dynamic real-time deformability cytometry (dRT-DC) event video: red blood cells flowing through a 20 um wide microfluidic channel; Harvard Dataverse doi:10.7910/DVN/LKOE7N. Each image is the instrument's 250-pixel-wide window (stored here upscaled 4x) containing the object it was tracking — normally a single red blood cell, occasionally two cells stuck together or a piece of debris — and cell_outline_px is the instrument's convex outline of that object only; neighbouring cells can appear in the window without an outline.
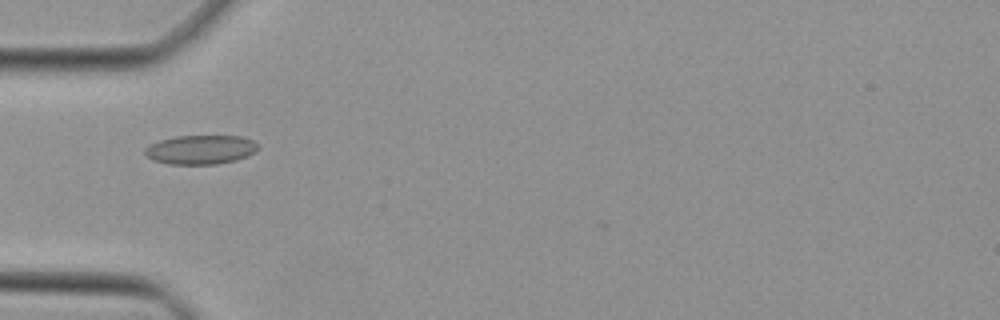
{"species": "Egyptian fruit bat (a non-hibernating species)", "species_latin": "Rousettus aegyptiacus", "temperature_condition": "cold", "stored_images_in_passage": 34, "camera_frame_rate_fps": 3000, "um_per_image_px": 0.085, "animal": {"sex": "female"}, "frame": {"image": 1, "passage_image": 2, "time_ms": 0.333, "image_size_px": [1000, 320], "cell_outline_px": [[260, 148], [256, 152], [248, 156], [236, 160], [216, 164], [168, 164], [156, 160], [148, 156], [144, 152], [144, 148], [148, 144], [160, 140], [176, 136], [240, 136], [252, 140]], "centroid_in_image_um": [17.07, 12.71], "position_along_channel_um": 67.9, "area_um2": 19.19}}
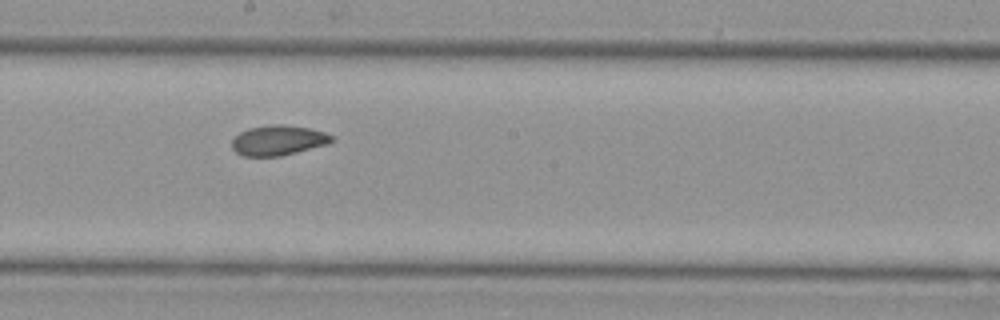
{"frame": {"image": 2, "passage_image": 13, "time_ms": 4.0, "image_size_px": [1000, 320], "cell_outline_px": [[332, 140], [328, 144], [280, 156], [244, 156], [236, 152], [232, 148], [232, 140], [240, 132], [248, 128], [272, 124], [284, 124], [308, 128], [324, 132], [332, 136]], "centroid_in_image_um": [23.62, 11.92], "position_along_channel_um": 224.6, "area_um2": 17.34}}
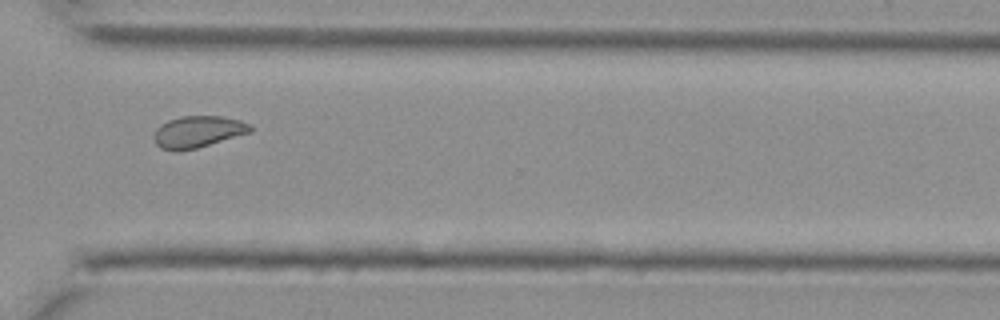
{"frame": {"image": 3, "passage_image": 22, "time_ms": 7.0, "image_size_px": [1000, 320], "cell_outline_px": [[252, 132], [196, 148], [176, 152], [160, 148], [156, 144], [156, 128], [160, 124], [168, 120], [180, 116], [224, 116], [240, 120], [248, 124], [252, 128]], "centroid_in_image_um": [16.82, 11.2], "position_along_channel_um": 353.8, "area_um2": 17.74}}